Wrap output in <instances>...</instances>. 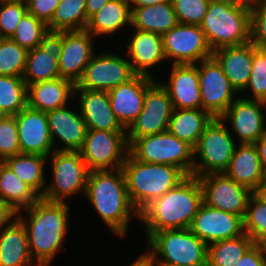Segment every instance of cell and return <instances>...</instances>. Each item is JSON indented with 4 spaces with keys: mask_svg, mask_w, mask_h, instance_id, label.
I'll list each match as a JSON object with an SVG mask.
<instances>
[{
    "mask_svg": "<svg viewBox=\"0 0 266 266\" xmlns=\"http://www.w3.org/2000/svg\"><path fill=\"white\" fill-rule=\"evenodd\" d=\"M86 0H61L52 20L47 24L48 30L72 31L83 30L88 24Z\"/></svg>",
    "mask_w": 266,
    "mask_h": 266,
    "instance_id": "obj_36",
    "label": "cell"
},
{
    "mask_svg": "<svg viewBox=\"0 0 266 266\" xmlns=\"http://www.w3.org/2000/svg\"><path fill=\"white\" fill-rule=\"evenodd\" d=\"M254 241L246 234L207 245L210 266H235Z\"/></svg>",
    "mask_w": 266,
    "mask_h": 266,
    "instance_id": "obj_35",
    "label": "cell"
},
{
    "mask_svg": "<svg viewBox=\"0 0 266 266\" xmlns=\"http://www.w3.org/2000/svg\"><path fill=\"white\" fill-rule=\"evenodd\" d=\"M21 153L14 115H0V161Z\"/></svg>",
    "mask_w": 266,
    "mask_h": 266,
    "instance_id": "obj_43",
    "label": "cell"
},
{
    "mask_svg": "<svg viewBox=\"0 0 266 266\" xmlns=\"http://www.w3.org/2000/svg\"><path fill=\"white\" fill-rule=\"evenodd\" d=\"M87 130L126 131L115 116L107 91L75 88Z\"/></svg>",
    "mask_w": 266,
    "mask_h": 266,
    "instance_id": "obj_23",
    "label": "cell"
},
{
    "mask_svg": "<svg viewBox=\"0 0 266 266\" xmlns=\"http://www.w3.org/2000/svg\"><path fill=\"white\" fill-rule=\"evenodd\" d=\"M67 106L46 112L54 150L80 152L85 142L87 126L80 110L77 112ZM57 140L60 147L56 145Z\"/></svg>",
    "mask_w": 266,
    "mask_h": 266,
    "instance_id": "obj_21",
    "label": "cell"
},
{
    "mask_svg": "<svg viewBox=\"0 0 266 266\" xmlns=\"http://www.w3.org/2000/svg\"><path fill=\"white\" fill-rule=\"evenodd\" d=\"M135 75L128 58L108 49L99 54L95 52L75 88L108 92Z\"/></svg>",
    "mask_w": 266,
    "mask_h": 266,
    "instance_id": "obj_12",
    "label": "cell"
},
{
    "mask_svg": "<svg viewBox=\"0 0 266 266\" xmlns=\"http://www.w3.org/2000/svg\"><path fill=\"white\" fill-rule=\"evenodd\" d=\"M27 106V85L22 77L0 75V115H16Z\"/></svg>",
    "mask_w": 266,
    "mask_h": 266,
    "instance_id": "obj_37",
    "label": "cell"
},
{
    "mask_svg": "<svg viewBox=\"0 0 266 266\" xmlns=\"http://www.w3.org/2000/svg\"><path fill=\"white\" fill-rule=\"evenodd\" d=\"M122 170L130 201L139 213L187 177L177 166L141 162L130 153Z\"/></svg>",
    "mask_w": 266,
    "mask_h": 266,
    "instance_id": "obj_4",
    "label": "cell"
},
{
    "mask_svg": "<svg viewBox=\"0 0 266 266\" xmlns=\"http://www.w3.org/2000/svg\"><path fill=\"white\" fill-rule=\"evenodd\" d=\"M220 119L230 122L239 144H254L266 132V103L238 97Z\"/></svg>",
    "mask_w": 266,
    "mask_h": 266,
    "instance_id": "obj_16",
    "label": "cell"
},
{
    "mask_svg": "<svg viewBox=\"0 0 266 266\" xmlns=\"http://www.w3.org/2000/svg\"><path fill=\"white\" fill-rule=\"evenodd\" d=\"M173 0H129L131 10L133 8H139L144 6H150L160 3H172Z\"/></svg>",
    "mask_w": 266,
    "mask_h": 266,
    "instance_id": "obj_52",
    "label": "cell"
},
{
    "mask_svg": "<svg viewBox=\"0 0 266 266\" xmlns=\"http://www.w3.org/2000/svg\"><path fill=\"white\" fill-rule=\"evenodd\" d=\"M27 50L10 38L0 43V75L23 77Z\"/></svg>",
    "mask_w": 266,
    "mask_h": 266,
    "instance_id": "obj_39",
    "label": "cell"
},
{
    "mask_svg": "<svg viewBox=\"0 0 266 266\" xmlns=\"http://www.w3.org/2000/svg\"><path fill=\"white\" fill-rule=\"evenodd\" d=\"M76 84L65 78L39 82L27 86V106L48 112L69 104L75 97Z\"/></svg>",
    "mask_w": 266,
    "mask_h": 266,
    "instance_id": "obj_27",
    "label": "cell"
},
{
    "mask_svg": "<svg viewBox=\"0 0 266 266\" xmlns=\"http://www.w3.org/2000/svg\"><path fill=\"white\" fill-rule=\"evenodd\" d=\"M96 39L86 29L63 31V47L58 58L61 78L77 84L95 54Z\"/></svg>",
    "mask_w": 266,
    "mask_h": 266,
    "instance_id": "obj_19",
    "label": "cell"
},
{
    "mask_svg": "<svg viewBox=\"0 0 266 266\" xmlns=\"http://www.w3.org/2000/svg\"><path fill=\"white\" fill-rule=\"evenodd\" d=\"M263 167H266V132L255 143Z\"/></svg>",
    "mask_w": 266,
    "mask_h": 266,
    "instance_id": "obj_51",
    "label": "cell"
},
{
    "mask_svg": "<svg viewBox=\"0 0 266 266\" xmlns=\"http://www.w3.org/2000/svg\"><path fill=\"white\" fill-rule=\"evenodd\" d=\"M214 118L203 109H174L168 131L193 148Z\"/></svg>",
    "mask_w": 266,
    "mask_h": 266,
    "instance_id": "obj_31",
    "label": "cell"
},
{
    "mask_svg": "<svg viewBox=\"0 0 266 266\" xmlns=\"http://www.w3.org/2000/svg\"><path fill=\"white\" fill-rule=\"evenodd\" d=\"M129 153L141 162L177 166L193 176L194 148L168 130L141 138H127Z\"/></svg>",
    "mask_w": 266,
    "mask_h": 266,
    "instance_id": "obj_7",
    "label": "cell"
},
{
    "mask_svg": "<svg viewBox=\"0 0 266 266\" xmlns=\"http://www.w3.org/2000/svg\"><path fill=\"white\" fill-rule=\"evenodd\" d=\"M69 209L68 202H49L40 198L17 212V218L27 231L32 259L39 266H52L55 255L63 248L70 227Z\"/></svg>",
    "mask_w": 266,
    "mask_h": 266,
    "instance_id": "obj_1",
    "label": "cell"
},
{
    "mask_svg": "<svg viewBox=\"0 0 266 266\" xmlns=\"http://www.w3.org/2000/svg\"><path fill=\"white\" fill-rule=\"evenodd\" d=\"M17 212L8 202L0 198V228L11 224L17 218Z\"/></svg>",
    "mask_w": 266,
    "mask_h": 266,
    "instance_id": "obj_48",
    "label": "cell"
},
{
    "mask_svg": "<svg viewBox=\"0 0 266 266\" xmlns=\"http://www.w3.org/2000/svg\"><path fill=\"white\" fill-rule=\"evenodd\" d=\"M63 47V31L48 30L40 45L27 52L23 80L26 85L60 78L58 58Z\"/></svg>",
    "mask_w": 266,
    "mask_h": 266,
    "instance_id": "obj_17",
    "label": "cell"
},
{
    "mask_svg": "<svg viewBox=\"0 0 266 266\" xmlns=\"http://www.w3.org/2000/svg\"><path fill=\"white\" fill-rule=\"evenodd\" d=\"M203 191V202L219 210L237 214L244 218L252 191L237 183L225 173L199 176Z\"/></svg>",
    "mask_w": 266,
    "mask_h": 266,
    "instance_id": "obj_15",
    "label": "cell"
},
{
    "mask_svg": "<svg viewBox=\"0 0 266 266\" xmlns=\"http://www.w3.org/2000/svg\"><path fill=\"white\" fill-rule=\"evenodd\" d=\"M4 39V37L2 36L1 32H0V43L1 41Z\"/></svg>",
    "mask_w": 266,
    "mask_h": 266,
    "instance_id": "obj_59",
    "label": "cell"
},
{
    "mask_svg": "<svg viewBox=\"0 0 266 266\" xmlns=\"http://www.w3.org/2000/svg\"><path fill=\"white\" fill-rule=\"evenodd\" d=\"M187 266H210L208 260L202 262V263H198V264H193V265H187Z\"/></svg>",
    "mask_w": 266,
    "mask_h": 266,
    "instance_id": "obj_55",
    "label": "cell"
},
{
    "mask_svg": "<svg viewBox=\"0 0 266 266\" xmlns=\"http://www.w3.org/2000/svg\"><path fill=\"white\" fill-rule=\"evenodd\" d=\"M0 266H39L32 259L26 228L18 218L0 228Z\"/></svg>",
    "mask_w": 266,
    "mask_h": 266,
    "instance_id": "obj_28",
    "label": "cell"
},
{
    "mask_svg": "<svg viewBox=\"0 0 266 266\" xmlns=\"http://www.w3.org/2000/svg\"><path fill=\"white\" fill-rule=\"evenodd\" d=\"M129 266H157L152 252L148 249L141 253Z\"/></svg>",
    "mask_w": 266,
    "mask_h": 266,
    "instance_id": "obj_49",
    "label": "cell"
},
{
    "mask_svg": "<svg viewBox=\"0 0 266 266\" xmlns=\"http://www.w3.org/2000/svg\"><path fill=\"white\" fill-rule=\"evenodd\" d=\"M80 153L90 172L122 168L129 154L126 131L87 130Z\"/></svg>",
    "mask_w": 266,
    "mask_h": 266,
    "instance_id": "obj_10",
    "label": "cell"
},
{
    "mask_svg": "<svg viewBox=\"0 0 266 266\" xmlns=\"http://www.w3.org/2000/svg\"><path fill=\"white\" fill-rule=\"evenodd\" d=\"M48 31L47 25L34 15L26 13L10 37L27 51L40 45L43 35Z\"/></svg>",
    "mask_w": 266,
    "mask_h": 266,
    "instance_id": "obj_40",
    "label": "cell"
},
{
    "mask_svg": "<svg viewBox=\"0 0 266 266\" xmlns=\"http://www.w3.org/2000/svg\"><path fill=\"white\" fill-rule=\"evenodd\" d=\"M263 172L264 167L255 144H238L224 173L253 191L263 179Z\"/></svg>",
    "mask_w": 266,
    "mask_h": 266,
    "instance_id": "obj_29",
    "label": "cell"
},
{
    "mask_svg": "<svg viewBox=\"0 0 266 266\" xmlns=\"http://www.w3.org/2000/svg\"><path fill=\"white\" fill-rule=\"evenodd\" d=\"M84 195L116 237H127L130 220L134 217L139 220L122 168L89 172Z\"/></svg>",
    "mask_w": 266,
    "mask_h": 266,
    "instance_id": "obj_2",
    "label": "cell"
},
{
    "mask_svg": "<svg viewBox=\"0 0 266 266\" xmlns=\"http://www.w3.org/2000/svg\"><path fill=\"white\" fill-rule=\"evenodd\" d=\"M48 161L51 163L52 182L46 185L42 199L66 203L75 194H85L90 171L80 152L54 150Z\"/></svg>",
    "mask_w": 266,
    "mask_h": 266,
    "instance_id": "obj_9",
    "label": "cell"
},
{
    "mask_svg": "<svg viewBox=\"0 0 266 266\" xmlns=\"http://www.w3.org/2000/svg\"><path fill=\"white\" fill-rule=\"evenodd\" d=\"M263 180L266 181V167H264Z\"/></svg>",
    "mask_w": 266,
    "mask_h": 266,
    "instance_id": "obj_57",
    "label": "cell"
},
{
    "mask_svg": "<svg viewBox=\"0 0 266 266\" xmlns=\"http://www.w3.org/2000/svg\"><path fill=\"white\" fill-rule=\"evenodd\" d=\"M235 1L242 2V3L246 4L249 0H235Z\"/></svg>",
    "mask_w": 266,
    "mask_h": 266,
    "instance_id": "obj_58",
    "label": "cell"
},
{
    "mask_svg": "<svg viewBox=\"0 0 266 266\" xmlns=\"http://www.w3.org/2000/svg\"><path fill=\"white\" fill-rule=\"evenodd\" d=\"M235 266H266V259L262 246L253 244Z\"/></svg>",
    "mask_w": 266,
    "mask_h": 266,
    "instance_id": "obj_47",
    "label": "cell"
},
{
    "mask_svg": "<svg viewBox=\"0 0 266 266\" xmlns=\"http://www.w3.org/2000/svg\"><path fill=\"white\" fill-rule=\"evenodd\" d=\"M154 80L151 77L136 74L128 82L108 91L112 110L126 130L142 111L145 92Z\"/></svg>",
    "mask_w": 266,
    "mask_h": 266,
    "instance_id": "obj_22",
    "label": "cell"
},
{
    "mask_svg": "<svg viewBox=\"0 0 266 266\" xmlns=\"http://www.w3.org/2000/svg\"><path fill=\"white\" fill-rule=\"evenodd\" d=\"M189 229L207 245L244 234L241 216L211 207L204 202Z\"/></svg>",
    "mask_w": 266,
    "mask_h": 266,
    "instance_id": "obj_18",
    "label": "cell"
},
{
    "mask_svg": "<svg viewBox=\"0 0 266 266\" xmlns=\"http://www.w3.org/2000/svg\"><path fill=\"white\" fill-rule=\"evenodd\" d=\"M251 91L252 96L245 99L258 100L266 103V51L253 45V61L250 80L243 92Z\"/></svg>",
    "mask_w": 266,
    "mask_h": 266,
    "instance_id": "obj_41",
    "label": "cell"
},
{
    "mask_svg": "<svg viewBox=\"0 0 266 266\" xmlns=\"http://www.w3.org/2000/svg\"><path fill=\"white\" fill-rule=\"evenodd\" d=\"M109 0H86V16L89 19L92 15L97 13L100 8Z\"/></svg>",
    "mask_w": 266,
    "mask_h": 266,
    "instance_id": "obj_50",
    "label": "cell"
},
{
    "mask_svg": "<svg viewBox=\"0 0 266 266\" xmlns=\"http://www.w3.org/2000/svg\"><path fill=\"white\" fill-rule=\"evenodd\" d=\"M202 203L200 180L195 176H187L175 188L153 200L139 213L146 240L154 232L190 228Z\"/></svg>",
    "mask_w": 266,
    "mask_h": 266,
    "instance_id": "obj_3",
    "label": "cell"
},
{
    "mask_svg": "<svg viewBox=\"0 0 266 266\" xmlns=\"http://www.w3.org/2000/svg\"><path fill=\"white\" fill-rule=\"evenodd\" d=\"M252 193L262 202L266 203V181L263 179L259 182Z\"/></svg>",
    "mask_w": 266,
    "mask_h": 266,
    "instance_id": "obj_53",
    "label": "cell"
},
{
    "mask_svg": "<svg viewBox=\"0 0 266 266\" xmlns=\"http://www.w3.org/2000/svg\"><path fill=\"white\" fill-rule=\"evenodd\" d=\"M246 4L249 7H255V6H258V5L266 4V0H249Z\"/></svg>",
    "mask_w": 266,
    "mask_h": 266,
    "instance_id": "obj_54",
    "label": "cell"
},
{
    "mask_svg": "<svg viewBox=\"0 0 266 266\" xmlns=\"http://www.w3.org/2000/svg\"><path fill=\"white\" fill-rule=\"evenodd\" d=\"M131 14L129 0H109L88 19L85 29L95 38L104 35L110 36L111 39L117 31L119 33L120 30L128 28L129 25L131 27Z\"/></svg>",
    "mask_w": 266,
    "mask_h": 266,
    "instance_id": "obj_30",
    "label": "cell"
},
{
    "mask_svg": "<svg viewBox=\"0 0 266 266\" xmlns=\"http://www.w3.org/2000/svg\"><path fill=\"white\" fill-rule=\"evenodd\" d=\"M4 162L40 197L43 196L47 185L45 178V165L48 163V156L19 153L6 158Z\"/></svg>",
    "mask_w": 266,
    "mask_h": 266,
    "instance_id": "obj_33",
    "label": "cell"
},
{
    "mask_svg": "<svg viewBox=\"0 0 266 266\" xmlns=\"http://www.w3.org/2000/svg\"><path fill=\"white\" fill-rule=\"evenodd\" d=\"M243 229L254 244L261 245L266 241V203L260 201L253 193L248 200Z\"/></svg>",
    "mask_w": 266,
    "mask_h": 266,
    "instance_id": "obj_38",
    "label": "cell"
},
{
    "mask_svg": "<svg viewBox=\"0 0 266 266\" xmlns=\"http://www.w3.org/2000/svg\"><path fill=\"white\" fill-rule=\"evenodd\" d=\"M27 13L25 0H0V32L4 38H10Z\"/></svg>",
    "mask_w": 266,
    "mask_h": 266,
    "instance_id": "obj_42",
    "label": "cell"
},
{
    "mask_svg": "<svg viewBox=\"0 0 266 266\" xmlns=\"http://www.w3.org/2000/svg\"><path fill=\"white\" fill-rule=\"evenodd\" d=\"M162 43L166 61H172V65L197 64L213 56L198 25L178 23L162 35Z\"/></svg>",
    "mask_w": 266,
    "mask_h": 266,
    "instance_id": "obj_11",
    "label": "cell"
},
{
    "mask_svg": "<svg viewBox=\"0 0 266 266\" xmlns=\"http://www.w3.org/2000/svg\"><path fill=\"white\" fill-rule=\"evenodd\" d=\"M230 131L220 118H214L206 127L194 146L193 176L224 173L227 170L238 145Z\"/></svg>",
    "mask_w": 266,
    "mask_h": 266,
    "instance_id": "obj_8",
    "label": "cell"
},
{
    "mask_svg": "<svg viewBox=\"0 0 266 266\" xmlns=\"http://www.w3.org/2000/svg\"><path fill=\"white\" fill-rule=\"evenodd\" d=\"M212 49L250 42V7L235 0H211L200 25Z\"/></svg>",
    "mask_w": 266,
    "mask_h": 266,
    "instance_id": "obj_5",
    "label": "cell"
},
{
    "mask_svg": "<svg viewBox=\"0 0 266 266\" xmlns=\"http://www.w3.org/2000/svg\"><path fill=\"white\" fill-rule=\"evenodd\" d=\"M211 0H173L178 23L198 25L203 22Z\"/></svg>",
    "mask_w": 266,
    "mask_h": 266,
    "instance_id": "obj_44",
    "label": "cell"
},
{
    "mask_svg": "<svg viewBox=\"0 0 266 266\" xmlns=\"http://www.w3.org/2000/svg\"><path fill=\"white\" fill-rule=\"evenodd\" d=\"M263 250H264V254H265V259H266V241L264 243L261 244Z\"/></svg>",
    "mask_w": 266,
    "mask_h": 266,
    "instance_id": "obj_56",
    "label": "cell"
},
{
    "mask_svg": "<svg viewBox=\"0 0 266 266\" xmlns=\"http://www.w3.org/2000/svg\"><path fill=\"white\" fill-rule=\"evenodd\" d=\"M168 81H160L174 109H202L197 64L172 65Z\"/></svg>",
    "mask_w": 266,
    "mask_h": 266,
    "instance_id": "obj_24",
    "label": "cell"
},
{
    "mask_svg": "<svg viewBox=\"0 0 266 266\" xmlns=\"http://www.w3.org/2000/svg\"><path fill=\"white\" fill-rule=\"evenodd\" d=\"M177 24L178 20L172 3H160L132 9V30L139 29L163 35Z\"/></svg>",
    "mask_w": 266,
    "mask_h": 266,
    "instance_id": "obj_32",
    "label": "cell"
},
{
    "mask_svg": "<svg viewBox=\"0 0 266 266\" xmlns=\"http://www.w3.org/2000/svg\"><path fill=\"white\" fill-rule=\"evenodd\" d=\"M126 45V57L131 64L132 70L137 75L156 78L150 72L151 68L166 62L163 52L162 35L134 29L129 35Z\"/></svg>",
    "mask_w": 266,
    "mask_h": 266,
    "instance_id": "obj_25",
    "label": "cell"
},
{
    "mask_svg": "<svg viewBox=\"0 0 266 266\" xmlns=\"http://www.w3.org/2000/svg\"><path fill=\"white\" fill-rule=\"evenodd\" d=\"M250 42L266 51V4L250 7Z\"/></svg>",
    "mask_w": 266,
    "mask_h": 266,
    "instance_id": "obj_45",
    "label": "cell"
},
{
    "mask_svg": "<svg viewBox=\"0 0 266 266\" xmlns=\"http://www.w3.org/2000/svg\"><path fill=\"white\" fill-rule=\"evenodd\" d=\"M0 198L20 211L35 204L41 197L4 161H0Z\"/></svg>",
    "mask_w": 266,
    "mask_h": 266,
    "instance_id": "obj_34",
    "label": "cell"
},
{
    "mask_svg": "<svg viewBox=\"0 0 266 266\" xmlns=\"http://www.w3.org/2000/svg\"><path fill=\"white\" fill-rule=\"evenodd\" d=\"M173 110L168 91L155 79L147 87L142 111L126 130L127 138H141L167 131Z\"/></svg>",
    "mask_w": 266,
    "mask_h": 266,
    "instance_id": "obj_14",
    "label": "cell"
},
{
    "mask_svg": "<svg viewBox=\"0 0 266 266\" xmlns=\"http://www.w3.org/2000/svg\"><path fill=\"white\" fill-rule=\"evenodd\" d=\"M213 57L222 66L229 82L241 95L250 80L253 44L248 42L239 46L223 47L214 51Z\"/></svg>",
    "mask_w": 266,
    "mask_h": 266,
    "instance_id": "obj_26",
    "label": "cell"
},
{
    "mask_svg": "<svg viewBox=\"0 0 266 266\" xmlns=\"http://www.w3.org/2000/svg\"><path fill=\"white\" fill-rule=\"evenodd\" d=\"M198 75L202 109L213 118H220L237 99L238 92L213 56L198 63Z\"/></svg>",
    "mask_w": 266,
    "mask_h": 266,
    "instance_id": "obj_13",
    "label": "cell"
},
{
    "mask_svg": "<svg viewBox=\"0 0 266 266\" xmlns=\"http://www.w3.org/2000/svg\"><path fill=\"white\" fill-rule=\"evenodd\" d=\"M157 266H187L207 260V244L189 228L154 232L147 239Z\"/></svg>",
    "mask_w": 266,
    "mask_h": 266,
    "instance_id": "obj_6",
    "label": "cell"
},
{
    "mask_svg": "<svg viewBox=\"0 0 266 266\" xmlns=\"http://www.w3.org/2000/svg\"><path fill=\"white\" fill-rule=\"evenodd\" d=\"M27 12L42 20L46 25L52 20L53 14L61 0H25Z\"/></svg>",
    "mask_w": 266,
    "mask_h": 266,
    "instance_id": "obj_46",
    "label": "cell"
},
{
    "mask_svg": "<svg viewBox=\"0 0 266 266\" xmlns=\"http://www.w3.org/2000/svg\"><path fill=\"white\" fill-rule=\"evenodd\" d=\"M14 116L21 153L49 156L54 146L46 112L26 106Z\"/></svg>",
    "mask_w": 266,
    "mask_h": 266,
    "instance_id": "obj_20",
    "label": "cell"
}]
</instances>
